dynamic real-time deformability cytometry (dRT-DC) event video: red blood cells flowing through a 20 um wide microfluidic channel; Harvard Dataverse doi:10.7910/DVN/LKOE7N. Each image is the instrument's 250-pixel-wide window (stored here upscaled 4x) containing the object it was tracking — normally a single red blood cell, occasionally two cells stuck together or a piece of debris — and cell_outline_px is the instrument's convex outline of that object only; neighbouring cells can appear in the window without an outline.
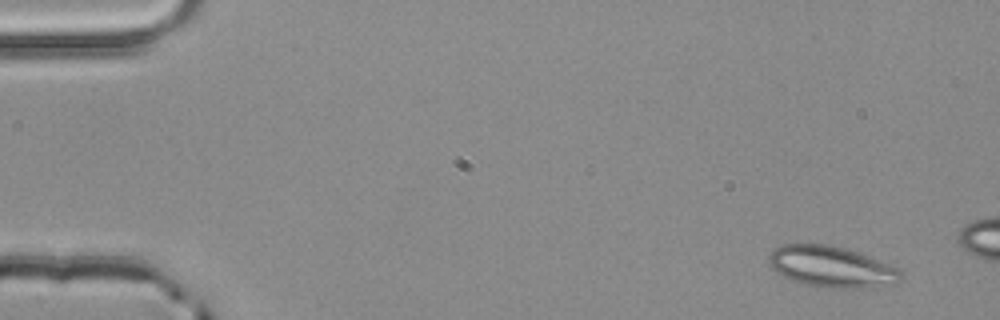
{"species": "common noctule bat (a hibernating species)", "species_latin": "Nyctalus noctula", "temperature_condition": "room temperature", "stored_images_in_passage": 3, "camera_frame_rate_fps": 3000, "um_per_image_px": 0.085, "animal": {"sex": "male", "body_mass_g": 20.4}, "frame": {"image": 1, "passage_image": 1, "time_ms": 0.0, "image_size_px": [1000, 320], "cell_outline_px": [[904, 276], [896, 284], [864, 288], [824, 288], [804, 284], [792, 280], [784, 276], [772, 268], [768, 264], [768, 256], [780, 244], [828, 244], [860, 252], [900, 268], [904, 272]], "centroid_in_image_um": [70.74, 22.68], "position_along_channel_um": 14.3, "area_um2": 32.08}}